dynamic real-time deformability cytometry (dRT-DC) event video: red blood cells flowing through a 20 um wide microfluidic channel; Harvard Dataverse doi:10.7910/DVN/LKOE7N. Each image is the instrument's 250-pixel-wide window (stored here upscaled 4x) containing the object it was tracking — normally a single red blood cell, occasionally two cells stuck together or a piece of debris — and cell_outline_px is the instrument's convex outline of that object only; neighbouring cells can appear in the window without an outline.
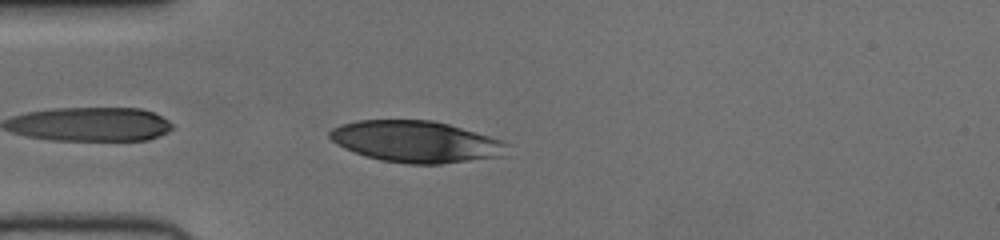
{"species": "human", "species_latin": "Homo sapiens", "temperature_condition": "cold", "stored_images_in_passage": 7, "camera_frame_rate_fps": 3000, "um_per_image_px": 0.085, "donor": {"sex": "female"}, "frame": {"image": 1, "passage_image": 2, "time_ms": 0.333, "image_size_px": [1000, 240], "cell_outline_px": [[512, 144], [500, 156], [440, 164], [408, 164], [380, 160], [364, 156], [344, 148], [336, 144], [328, 136], [328, 132], [332, 128], [340, 124], [356, 120], [432, 120], [448, 124], [488, 136]], "centroid_in_image_um": [35.29, 12.03], "position_along_channel_um": 49.7, "area_um2": 42.83}}
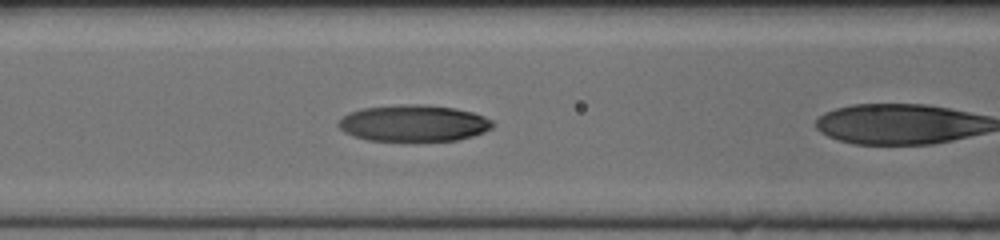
{"frame": {"image": 2, "passage_image": 6, "time_ms": 1.667, "image_size_px": [1000, 240], "cell_outline_px": [[496, 124], [492, 128], [484, 132], [472, 136], [456, 140], [368, 140], [352, 136], [344, 132], [336, 124], [348, 112], [360, 108], [400, 104], [420, 104], [456, 108], [472, 112], [484, 116], [492, 120]], "centroid_in_image_um": [35.15, 10.46], "position_along_channel_um": 131.4, "area_um2": 32.89}}